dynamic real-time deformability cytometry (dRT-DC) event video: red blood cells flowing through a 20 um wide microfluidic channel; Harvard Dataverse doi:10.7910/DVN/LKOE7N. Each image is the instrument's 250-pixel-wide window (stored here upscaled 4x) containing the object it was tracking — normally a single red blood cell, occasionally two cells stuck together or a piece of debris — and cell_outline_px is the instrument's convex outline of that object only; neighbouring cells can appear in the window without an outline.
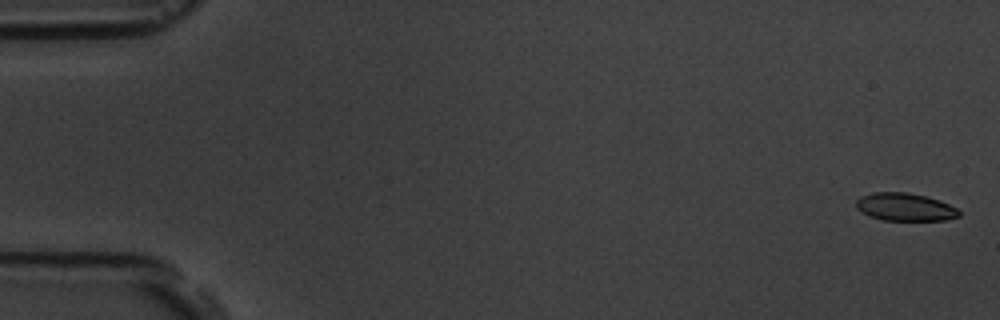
{"species": "common noctule bat (a hibernating species)", "species_latin": "Nyctalus noctula", "temperature_condition": "room temperature", "stored_images_in_passage": 6, "camera_frame_rate_fps": 3000, "um_per_image_px": 0.085, "animal": {"sex": "male", "body_mass_g": 19.5, "forearm_length_mm": 54.6}, "frame": {"image": 1, "passage_image": 1, "time_ms": 0.0, "image_size_px": [1000, 320], "cell_outline_px": [[960, 216], [944, 220], [884, 220], [868, 216], [860, 212], [856, 208], [856, 200], [860, 196], [872, 192], [908, 192], [940, 200], [956, 208], [960, 212]], "centroid_in_image_um": [76.88, 17.59], "position_along_channel_um": 8.1, "area_um2": 16.76}}
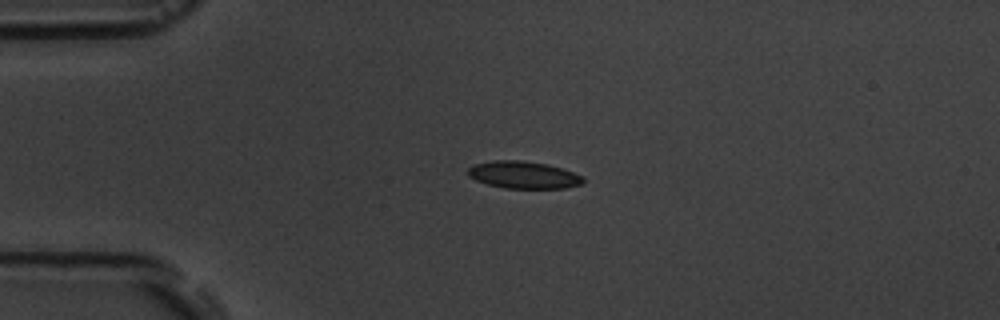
{"frame": {"image": 2, "passage_image": 4, "time_ms": 4.0, "image_size_px": [1000, 320], "cell_outline_px": [[584, 184], [564, 188], [504, 188], [488, 184], [476, 180], [468, 176], [468, 168], [472, 164], [492, 160], [520, 160], [548, 164], [564, 168], [584, 176]], "centroid_in_image_um": [44.52, 14.86], "position_along_channel_um": 40.5, "area_um2": 18.55}}
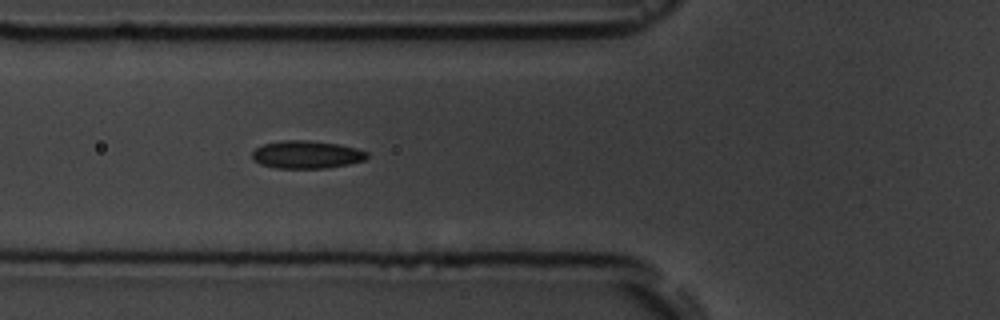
{"frame": {"image": 3, "passage_image": 6, "time_ms": 6.333, "image_size_px": [1000, 320], "cell_outline_px": [[368, 156], [364, 160], [348, 164], [324, 168], [276, 168], [260, 164], [252, 160], [252, 152], [256, 148], [264, 144], [280, 140], [308, 140], [340, 144], [356, 148], [368, 152]], "centroid_in_image_um": [26.04, 13.13], "position_along_channel_um": 99.8, "area_um2": 18.67}}